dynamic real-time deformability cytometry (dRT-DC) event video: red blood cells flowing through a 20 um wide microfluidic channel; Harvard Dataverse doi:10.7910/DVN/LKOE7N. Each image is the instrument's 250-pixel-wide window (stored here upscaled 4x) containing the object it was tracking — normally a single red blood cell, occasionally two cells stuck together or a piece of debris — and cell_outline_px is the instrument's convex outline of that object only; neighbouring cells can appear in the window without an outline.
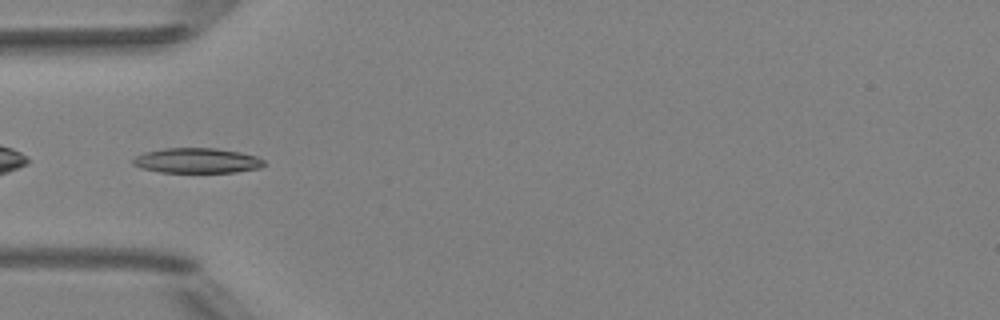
{"species": "Egyptian fruit bat (a non-hibernating species)", "species_latin": "Rousettus aegyptiacus", "temperature_condition": "room temperature", "stored_images_in_passage": 36, "camera_frame_rate_fps": 3000, "um_per_image_px": 0.085, "animal": {"sex": "female"}, "frame": {"image": 1, "passage_image": 1, "time_ms": 0.0, "image_size_px": [1000, 320], "cell_outline_px": [[268, 164], [260, 168], [236, 172], [160, 172], [140, 168], [132, 164], [132, 160], [136, 156], [144, 152], [164, 148], [216, 148], [240, 152], [256, 156], [264, 160]], "centroid_in_image_um": [16.76, 13.65], "position_along_channel_um": 68.2, "area_um2": 19.31}}
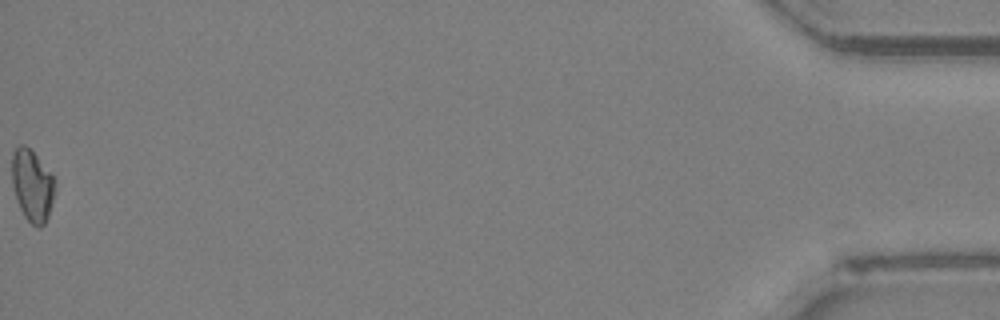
{"frame": {"image": 2, "passage_image": 36, "time_ms": 11.667, "image_size_px": [1000, 320], "cell_outline_px": [[52, 200], [48, 216], [44, 224], [40, 228], [36, 228], [24, 216], [20, 208], [12, 184], [12, 152], [20, 144], [24, 144], [36, 156], [52, 176]], "centroid_in_image_um": [2.69, 15.78], "position_along_channel_um": 432.5, "area_um2": 17.28}, "authors_computed_cell_mechanics": {"area_um2": 18.0047, "velocity_mm_per_s": 4.0242, "shape_relaxation_time_tau1_ms": 5.4663, "shape_relaxation_time_tau2_ms": 6.0166, "deformation_change_tau1": 0.1713, "deformation_change_tau2": 0.107}}